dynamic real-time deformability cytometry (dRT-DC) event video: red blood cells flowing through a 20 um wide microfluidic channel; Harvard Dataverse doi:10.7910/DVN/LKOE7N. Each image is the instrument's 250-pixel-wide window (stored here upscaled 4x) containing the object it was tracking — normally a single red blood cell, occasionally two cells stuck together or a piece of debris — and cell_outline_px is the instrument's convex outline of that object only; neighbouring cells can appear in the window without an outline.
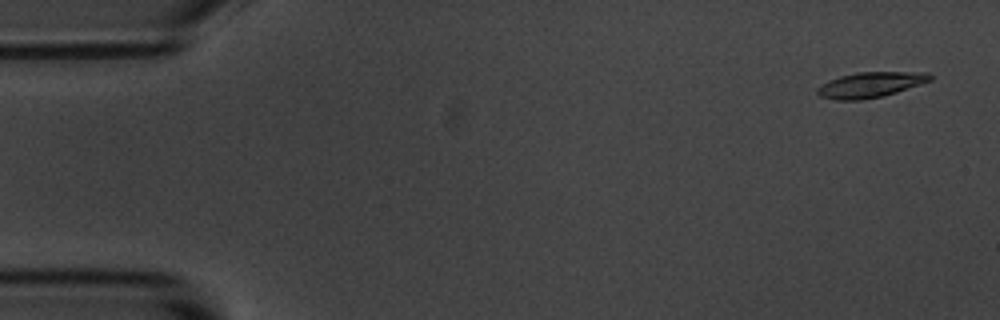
{"species": "common noctule bat (a hibernating species)", "species_latin": "Nyctalus noctula", "temperature_condition": "room temperature", "stored_images_in_passage": 5, "segment_of_instrument_passage": [2, 2], "camera_frame_rate_fps": 3000, "um_per_image_px": 0.085, "animal": {"sex": "male", "body_mass_g": 20.1, "forearm_length_mm": 53.5}, "frame": {"image": 1, "passage_image": 5, "time_ms": 4.667, "image_size_px": [1000, 320], "cell_outline_px": [[932, 80], [884, 96], [864, 100], [836, 100], [820, 96], [816, 92], [816, 88], [828, 80], [840, 76], [856, 72], [928, 72], [932, 76]], "centroid_in_image_um": [73.96, 7.21], "position_along_channel_um": 11.0, "area_um2": 16.76}}